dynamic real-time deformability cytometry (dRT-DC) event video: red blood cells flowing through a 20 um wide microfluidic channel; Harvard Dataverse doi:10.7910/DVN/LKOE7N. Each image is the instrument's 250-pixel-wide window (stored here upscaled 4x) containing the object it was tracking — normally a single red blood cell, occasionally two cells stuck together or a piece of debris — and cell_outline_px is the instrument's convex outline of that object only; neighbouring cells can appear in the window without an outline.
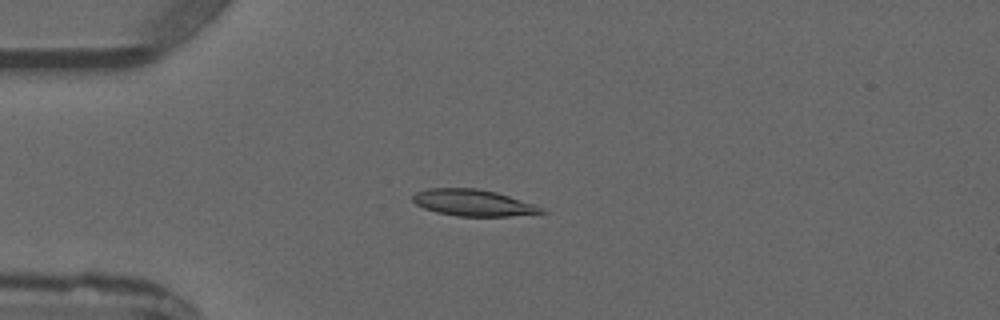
{"species": "common noctule bat (a hibernating species)", "species_latin": "Nyctalus noctula", "temperature_condition": "warm", "stored_images_in_passage": 3, "camera_frame_rate_fps": 3000, "um_per_image_px": 0.085, "animal": {"sex": "male", "forearm_length_mm": 52.5}, "frame": {"image": 1, "passage_image": 3, "time_ms": 2.0, "image_size_px": [1000, 320], "cell_outline_px": [[548, 212], [508, 216], [456, 216], [436, 212], [424, 208], [416, 204], [412, 200], [412, 196], [416, 192], [428, 188], [476, 188], [496, 192], [536, 204], [544, 208]], "centroid_in_image_um": [40.23, 17.23], "position_along_channel_um": 44.8, "area_um2": 19.94}}